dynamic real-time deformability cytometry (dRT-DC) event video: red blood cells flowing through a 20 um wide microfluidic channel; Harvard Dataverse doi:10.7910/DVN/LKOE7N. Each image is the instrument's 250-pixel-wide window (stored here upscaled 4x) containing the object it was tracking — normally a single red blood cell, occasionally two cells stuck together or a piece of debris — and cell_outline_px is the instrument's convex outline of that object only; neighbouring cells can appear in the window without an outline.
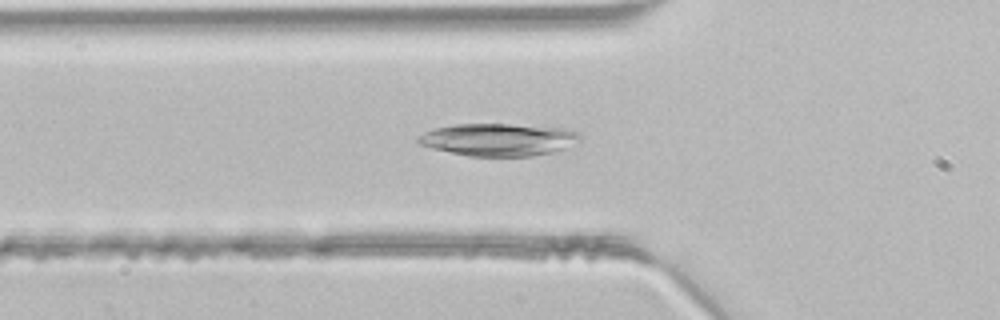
{"species": "common noctule bat (a hibernating species)", "species_latin": "Nyctalus noctula", "temperature_condition": "room temperature", "stored_images_in_passage": 35, "camera_frame_rate_fps": 3000, "um_per_image_px": 0.085, "animal": {"sex": "male", "body_mass_g": 21.5, "forearm_length_mm": 52.0}, "frame": {"image": 1, "passage_image": 15, "time_ms": 4.667, "image_size_px": [1000, 320], "cell_outline_px": [[580, 140], [564, 148], [552, 152], [532, 156], [468, 156], [432, 148], [420, 144], [416, 140], [416, 136], [424, 132], [436, 128], [456, 124], [508, 124], [564, 128], [576, 132], [580, 136]], "centroid_in_image_um": [42.33, 11.87], "position_along_channel_um": 83.5, "area_um2": 30.4}}
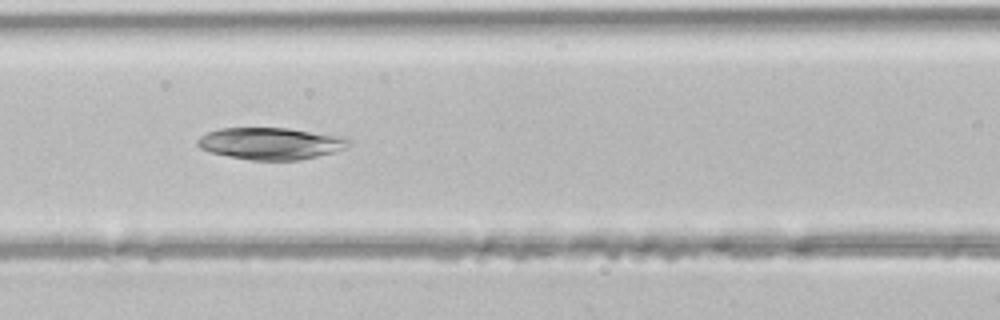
{"frame": {"image": 2, "passage_image": 19, "time_ms": 6.0, "image_size_px": [1000, 320], "cell_outline_px": [[352, 140], [344, 148], [336, 152], [300, 160], [252, 160], [228, 156], [208, 152], [200, 148], [196, 144], [196, 140], [200, 136], [208, 132], [220, 128], [288, 128], [348, 136]], "centroid_in_image_um": [23.04, 12.19], "position_along_channel_um": 143.6, "area_um2": 28.5}}
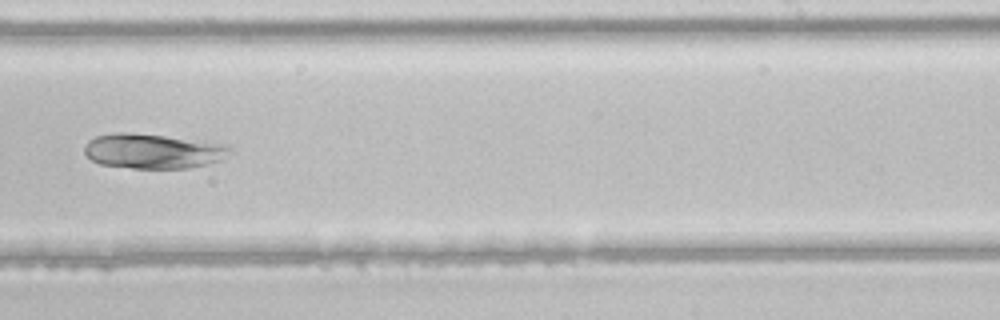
{"frame": {"image": 3, "passage_image": 28, "time_ms": 9.0, "image_size_px": [1000, 320], "cell_outline_px": [[232, 152], [220, 160], [208, 164], [192, 168], [132, 168], [100, 164], [92, 160], [84, 152], [84, 148], [88, 140], [96, 136], [116, 132], [128, 132], [204, 140], [224, 144], [232, 148]], "centroid_in_image_um": [13.03, 12.84], "position_along_channel_um": 276.0, "area_um2": 29.77}}